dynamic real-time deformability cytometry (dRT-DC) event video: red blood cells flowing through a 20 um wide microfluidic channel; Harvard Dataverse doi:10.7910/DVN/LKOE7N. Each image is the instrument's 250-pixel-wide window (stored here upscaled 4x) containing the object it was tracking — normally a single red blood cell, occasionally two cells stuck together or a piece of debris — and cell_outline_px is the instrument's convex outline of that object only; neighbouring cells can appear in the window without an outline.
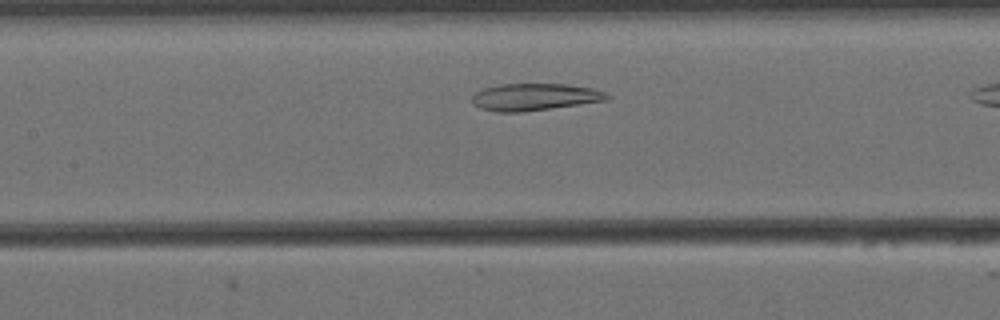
{"species": "Egyptian fruit bat (a non-hibernating species)", "species_latin": "Rousettus aegyptiacus", "temperature_condition": "cold", "stored_images_in_passage": 14, "camera_frame_rate_fps": 3000, "um_per_image_px": 0.085, "animal": {"sex": "female"}, "frame": {"image": 1, "passage_image": 12, "time_ms": 3.667, "image_size_px": [1000, 320], "cell_outline_px": [[612, 96], [608, 100], [552, 108], [520, 112], [496, 112], [480, 108], [472, 104], [472, 96], [476, 92], [484, 88], [500, 84], [568, 84], [592, 88], [604, 92]], "centroid_in_image_um": [45.44, 8.24], "position_along_channel_um": 162.0, "area_um2": 21.33}}